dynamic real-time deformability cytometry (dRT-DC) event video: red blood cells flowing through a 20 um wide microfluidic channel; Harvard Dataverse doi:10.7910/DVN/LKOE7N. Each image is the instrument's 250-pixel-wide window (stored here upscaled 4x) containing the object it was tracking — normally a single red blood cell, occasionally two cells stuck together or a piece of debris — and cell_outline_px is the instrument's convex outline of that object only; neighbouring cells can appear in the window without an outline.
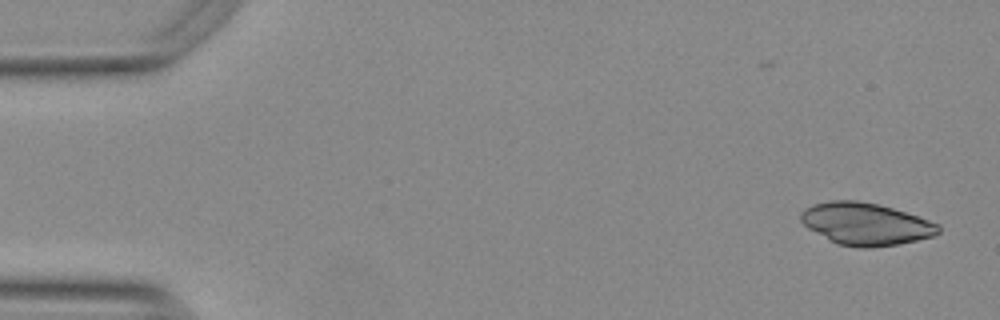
{"species": "Egyptian fruit bat (a non-hibernating species)", "species_latin": "Rousettus aegyptiacus", "temperature_condition": "warm", "stored_images_in_passage": 14, "camera_frame_rate_fps": 3000, "um_per_image_px": 0.085, "animal": {"sex": "female"}, "frame": {"image": 1, "passage_image": 1, "time_ms": 0.0, "image_size_px": [1000, 320], "cell_outline_px": [[940, 232], [932, 236], [900, 244], [872, 248], [860, 248], [836, 244], [828, 240], [808, 228], [800, 220], [800, 212], [804, 208], [812, 204], [828, 200], [856, 200], [876, 204], [892, 208], [940, 224]], "centroid_in_image_um": [73.54, 19.04], "position_along_channel_um": 11.5, "area_um2": 33.99}}